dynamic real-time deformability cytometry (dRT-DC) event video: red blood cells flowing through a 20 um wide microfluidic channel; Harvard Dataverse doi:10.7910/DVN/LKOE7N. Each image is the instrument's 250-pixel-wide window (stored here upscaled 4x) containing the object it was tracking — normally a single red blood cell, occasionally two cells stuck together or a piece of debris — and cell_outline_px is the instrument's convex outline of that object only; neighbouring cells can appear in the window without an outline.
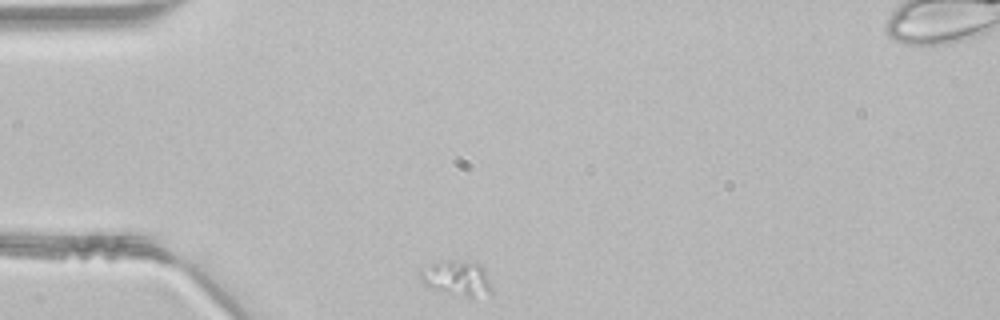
{"species": "common noctule bat (a hibernating species)", "species_latin": "Nyctalus noctula", "temperature_condition": "room temperature", "stored_images_in_passage": 20, "camera_frame_rate_fps": 3000, "um_per_image_px": 0.085, "animal": {"sex": "male", "body_mass_g": 21.5, "forearm_length_mm": 52.0}, "frame": {"image": 1, "passage_image": 1, "time_ms": 0.0, "image_size_px": [1000, 320], "cell_outline_px": [[492, 296], [472, 300], [468, 300], [424, 288], [420, 280], [420, 268], [428, 264], [448, 260], [464, 260], [480, 264], [484, 268], [492, 288]], "centroid_in_image_um": [38.84, 23.73], "position_along_channel_um": 46.2, "area_um2": 16.07}}